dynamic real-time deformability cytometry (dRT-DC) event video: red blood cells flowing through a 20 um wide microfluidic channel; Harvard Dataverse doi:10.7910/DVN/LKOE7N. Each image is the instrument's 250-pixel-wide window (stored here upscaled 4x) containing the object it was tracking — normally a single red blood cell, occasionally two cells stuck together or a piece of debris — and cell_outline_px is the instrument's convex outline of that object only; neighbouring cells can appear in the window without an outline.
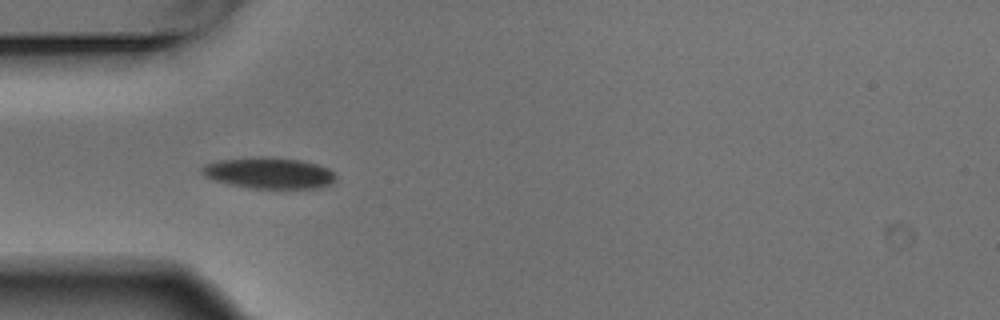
{"species": "Egyptian fruit bat (a non-hibernating species)", "species_latin": "Rousettus aegyptiacus", "temperature_condition": "warm", "stored_images_in_passage": 4, "camera_frame_rate_fps": 3000, "um_per_image_px": 0.085, "animal": {"sex": "male"}, "frame": {"image": 1, "passage_image": 4, "time_ms": 1.0, "image_size_px": [1000, 320], "cell_outline_px": [[336, 180], [332, 184], [320, 188], [256, 188], [232, 184], [212, 180], [204, 176], [200, 172], [200, 168], [204, 164], [216, 160], [256, 156], [264, 156], [300, 160], [316, 164], [328, 168], [336, 176]], "centroid_in_image_um": [22.84, 14.69], "position_along_channel_um": 62.2, "area_um2": 24.51}}